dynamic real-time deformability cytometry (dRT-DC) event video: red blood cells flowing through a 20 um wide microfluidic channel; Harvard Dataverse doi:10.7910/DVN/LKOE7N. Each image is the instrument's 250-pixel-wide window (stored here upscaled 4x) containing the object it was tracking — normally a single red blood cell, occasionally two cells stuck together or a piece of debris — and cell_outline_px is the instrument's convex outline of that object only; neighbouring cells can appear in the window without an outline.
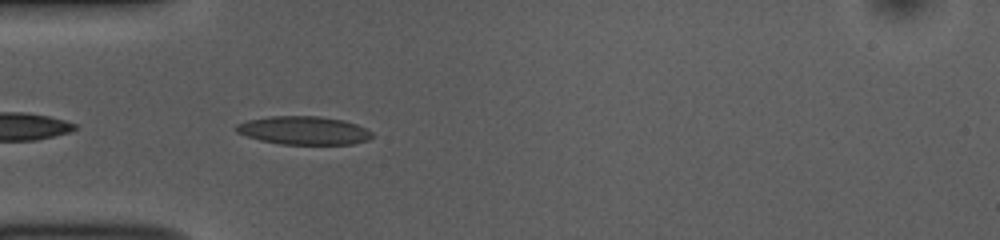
{"species": "common noctule bat (a hibernating species)", "species_latin": "Nyctalus noctula", "temperature_condition": "room temperature", "stored_images_in_passage": 16, "camera_frame_rate_fps": 3000, "um_per_image_px": 0.085, "animal": {"sex": "female", "body_mass_g": 10.0, "forearm_length_mm": 53.1}, "frame": {"image": 1, "passage_image": 3, "time_ms": 0.667, "image_size_px": [1000, 240], "cell_outline_px": [[376, 136], [368, 140], [352, 144], [280, 144], [260, 140], [236, 132], [236, 124], [248, 120], [268, 116], [320, 116], [344, 120], [356, 124], [372, 132]], "centroid_in_image_um": [25.84, 11.08], "position_along_channel_um": 59.2, "area_um2": 22.48}}
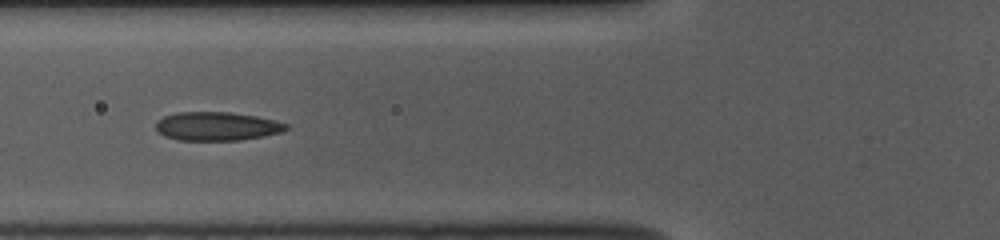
{"frame": {"image": 2, "passage_image": 7, "time_ms": 2.0, "image_size_px": [1000, 240], "cell_outline_px": [[288, 128], [280, 132], [264, 136], [240, 140], [176, 140], [164, 136], [156, 132], [156, 120], [164, 116], [176, 112], [228, 112], [256, 116], [288, 124]], "centroid_in_image_um": [18.37, 10.73], "position_along_channel_um": 107.4, "area_um2": 21.79}}
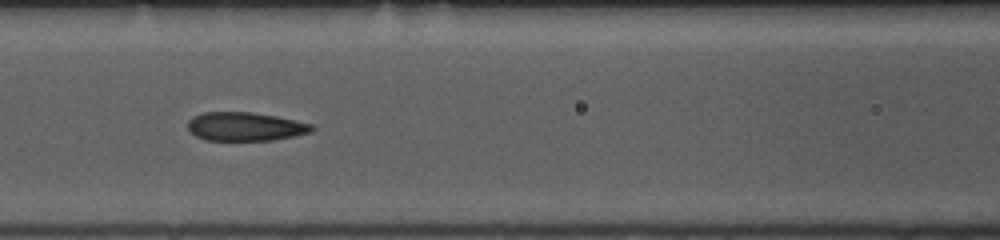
{"frame": {"image": 3, "passage_image": 10, "time_ms": 3.0, "image_size_px": [1000, 240], "cell_outline_px": [[316, 128], [312, 132], [296, 136], [272, 140], [204, 140], [188, 132], [188, 120], [192, 116], [204, 112], [252, 112], [276, 116], [312, 124]], "centroid_in_image_um": [20.84, 10.76], "position_along_channel_um": 145.8, "area_um2": 20.92}}